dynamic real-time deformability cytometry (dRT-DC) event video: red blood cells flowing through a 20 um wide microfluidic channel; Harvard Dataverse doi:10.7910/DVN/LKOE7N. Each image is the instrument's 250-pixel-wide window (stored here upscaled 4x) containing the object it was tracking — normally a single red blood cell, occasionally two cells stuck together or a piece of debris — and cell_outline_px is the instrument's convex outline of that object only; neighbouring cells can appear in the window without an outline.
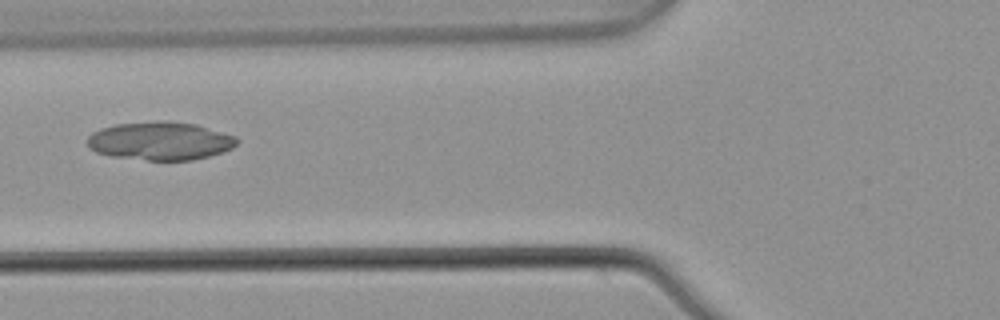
{"species": "common noctule bat (a hibernating species)", "species_latin": "Nyctalus noctula", "temperature_condition": "warm", "stored_images_in_passage": 3, "camera_frame_rate_fps": 3000, "um_per_image_px": 0.085, "animal": {"sex": "male", "body_mass_g": 21.5, "forearm_length_mm": 52.0}, "frame": {"image": 1, "passage_image": 3, "time_ms": 0.667, "image_size_px": [1000, 320], "cell_outline_px": [[240, 140], [232, 148], [208, 156], [192, 160], [148, 160], [112, 156], [96, 152], [88, 148], [84, 140], [92, 132], [100, 128], [116, 124], [164, 120], [168, 120], [196, 124], [236, 136]], "centroid_in_image_um": [13.58, 11.97], "position_along_channel_um": 112.2, "area_um2": 33.58}}